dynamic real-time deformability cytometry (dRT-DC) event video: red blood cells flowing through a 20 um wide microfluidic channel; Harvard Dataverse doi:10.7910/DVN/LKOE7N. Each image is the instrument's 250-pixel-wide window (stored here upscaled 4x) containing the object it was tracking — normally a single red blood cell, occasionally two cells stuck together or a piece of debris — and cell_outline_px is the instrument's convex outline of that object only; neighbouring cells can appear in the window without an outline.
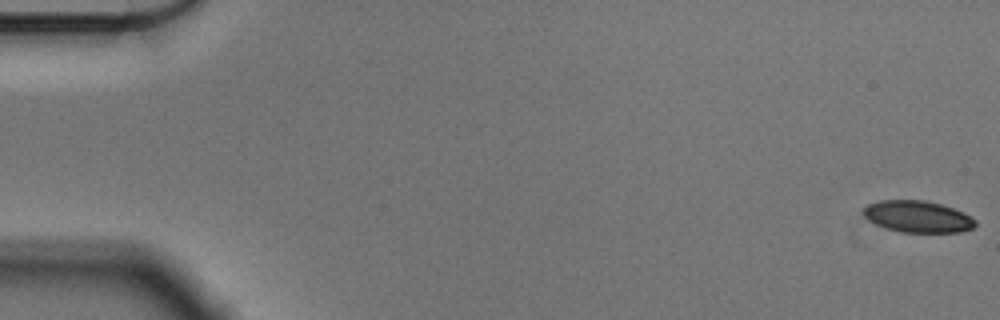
{"species": "Egyptian fruit bat (a non-hibernating species)", "species_latin": "Rousettus aegyptiacus", "temperature_condition": "cold", "stored_images_in_passage": 57, "camera_frame_rate_fps": 3000, "um_per_image_px": 0.085, "animal": {"sex": "male"}, "frame": {"image": 1, "passage_image": 1, "time_ms": 0.0, "image_size_px": [1000, 320], "cell_outline_px": [[976, 224], [972, 228], [960, 232], [900, 232], [876, 224], [868, 220], [860, 212], [868, 204], [880, 200], [924, 200], [940, 204], [964, 212], [972, 216], [976, 220]], "centroid_in_image_um": [78.0, 18.4], "position_along_channel_um": 7.0, "area_um2": 20.69}}
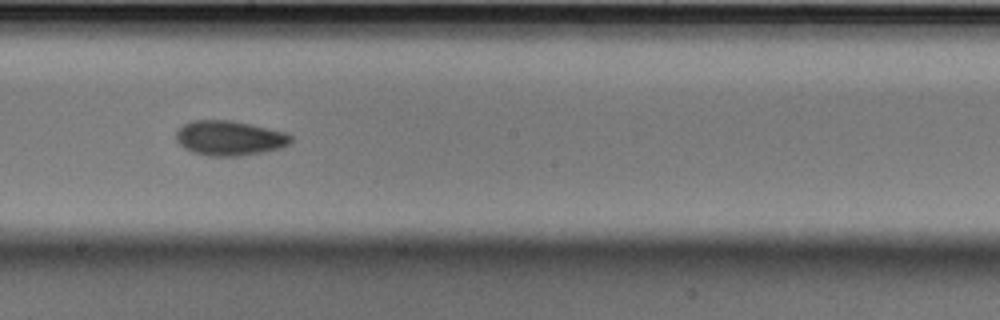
{"frame": {"image": 2, "passage_image": 32, "time_ms": 10.333, "image_size_px": [1000, 320], "cell_outline_px": [[292, 140], [288, 144], [280, 148], [264, 152], [240, 156], [208, 156], [192, 152], [184, 148], [176, 140], [176, 128], [192, 120], [232, 120], [252, 124], [288, 132], [292, 136]], "centroid_in_image_um": [19.51, 11.73], "position_along_channel_um": 228.7, "area_um2": 23.64}}
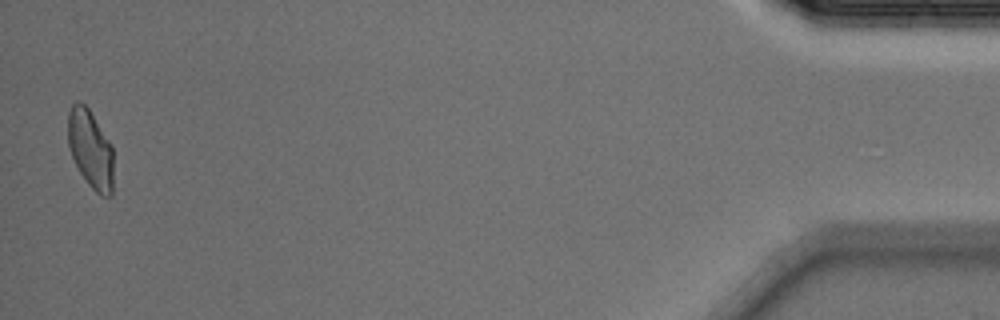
{"frame": {"image": 3, "passage_image": 56, "time_ms": 18.333, "image_size_px": [1000, 320], "cell_outline_px": [[112, 196], [100, 196], [88, 184], [80, 172], [72, 156], [68, 144], [68, 112], [72, 104], [76, 100], [80, 100], [88, 108], [112, 144]], "centroid_in_image_um": [7.68, 12.65], "position_along_channel_um": 427.5, "area_um2": 20.75}, "authors_computed_cell_mechanics": {"area_um2": 21.964, "velocity_mm_per_s": 3.5753, "shape_relaxation_time_tau1_ms": 5.5475, "shape_relaxation_time_tau2_ms": 4.5378, "deformation_change_tau1": 0.1246, "deformation_change_tau2": 0.0924}}